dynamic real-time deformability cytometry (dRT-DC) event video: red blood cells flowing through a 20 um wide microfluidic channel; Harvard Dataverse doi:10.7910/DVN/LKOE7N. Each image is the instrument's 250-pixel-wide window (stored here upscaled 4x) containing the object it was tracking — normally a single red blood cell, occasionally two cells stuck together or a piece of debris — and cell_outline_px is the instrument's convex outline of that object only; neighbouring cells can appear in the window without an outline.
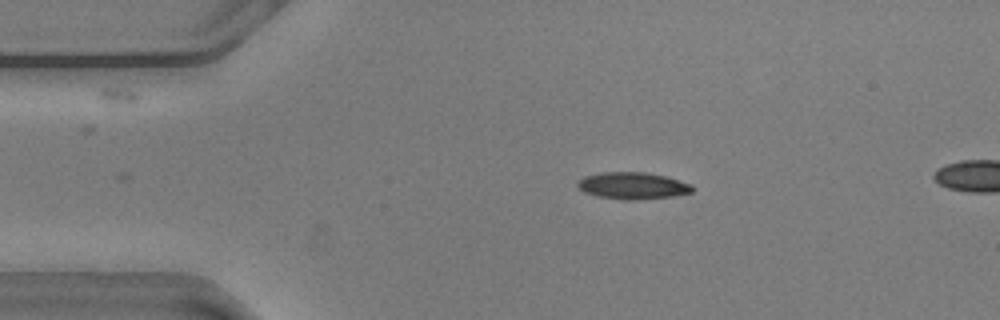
{"species": "common noctule bat (a hibernating species)", "species_latin": "Nyctalus noctula", "temperature_condition": "warm", "stored_images_in_passage": 42, "camera_frame_rate_fps": 3000, "um_per_image_px": 0.085, "animal": {"sex": "male", "body_mass_g": 20.5, "forearm_length_mm": 52.5}, "frame": {"image": 1, "passage_image": 3, "time_ms": 0.667, "image_size_px": [1000, 320], "cell_outline_px": [[692, 192], [676, 196], [644, 200], [624, 200], [596, 196], [584, 192], [576, 184], [576, 180], [584, 176], [604, 172], [644, 172], [664, 176], [692, 184]], "centroid_in_image_um": [53.76, 15.8], "position_along_channel_um": 31.2, "area_um2": 18.15}}
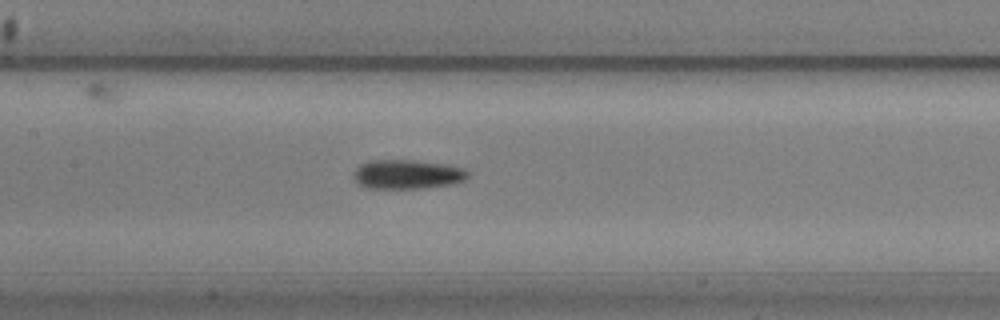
{"frame": {"image": 2, "passage_image": 18, "time_ms": 5.667, "image_size_px": [1000, 320], "cell_outline_px": [[468, 180], [452, 184], [424, 188], [368, 188], [360, 184], [352, 176], [352, 172], [360, 164], [368, 160], [412, 160], [448, 164], [464, 168], [468, 172]], "centroid_in_image_um": [34.64, 14.81], "position_along_channel_um": 172.8, "area_um2": 19.71}}
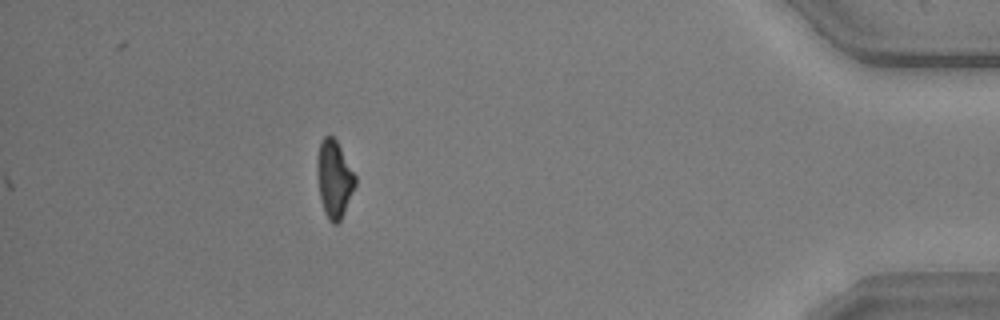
{"frame": {"image": 3, "passage_image": 42, "time_ms": 13.667, "image_size_px": [1000, 320], "cell_outline_px": [[356, 184], [344, 212], [340, 220], [336, 224], [332, 224], [328, 220], [324, 212], [320, 200], [316, 172], [316, 164], [320, 140], [324, 136], [332, 136], [336, 140], [356, 176]], "centroid_in_image_um": [28.38, 15.22], "position_along_channel_um": 406.8, "area_um2": 17.22}, "authors_computed_cell_mechanics": {"area_um2": 18.3515, "velocity_mm_per_s": 3.6232, "shape_relaxation_time_tau1_ms": 7.9269, "shape_relaxation_time_tau2_ms": null, "deformation_change_tau1": 0.1867, "deformation_change_tau2": null}}